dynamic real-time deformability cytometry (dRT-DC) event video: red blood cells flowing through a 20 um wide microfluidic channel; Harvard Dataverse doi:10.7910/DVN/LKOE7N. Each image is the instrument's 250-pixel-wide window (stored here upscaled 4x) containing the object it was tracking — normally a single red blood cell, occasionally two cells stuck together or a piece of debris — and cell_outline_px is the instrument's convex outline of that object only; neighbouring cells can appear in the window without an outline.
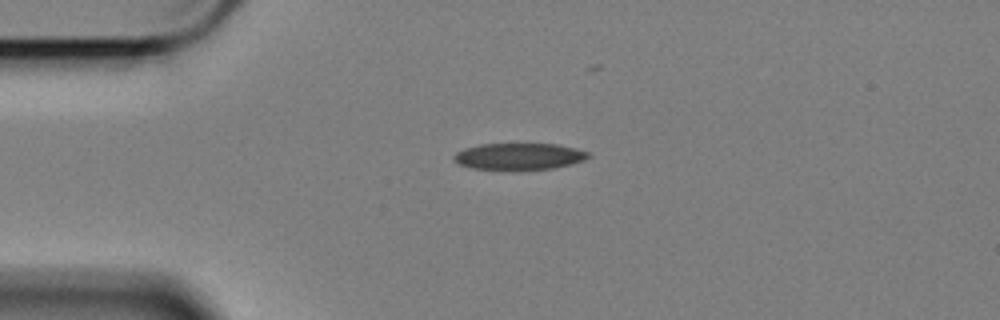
{"species": "Egyptian fruit bat (a non-hibernating species)", "species_latin": "Rousettus aegyptiacus", "temperature_condition": "cold", "stored_images_in_passage": 6, "camera_frame_rate_fps": 3000, "um_per_image_px": 0.085, "animal": {"sex": "female"}, "frame": {"image": 1, "passage_image": 1, "time_ms": 0.0, "image_size_px": [1000, 320], "cell_outline_px": [[592, 156], [584, 160], [552, 168], [512, 172], [472, 168], [460, 164], [452, 160], [452, 156], [456, 152], [464, 148], [480, 144], [556, 144], [576, 148], [588, 152]], "centroid_in_image_um": [44.07, 13.32], "position_along_channel_um": 40.9, "area_um2": 21.44}}
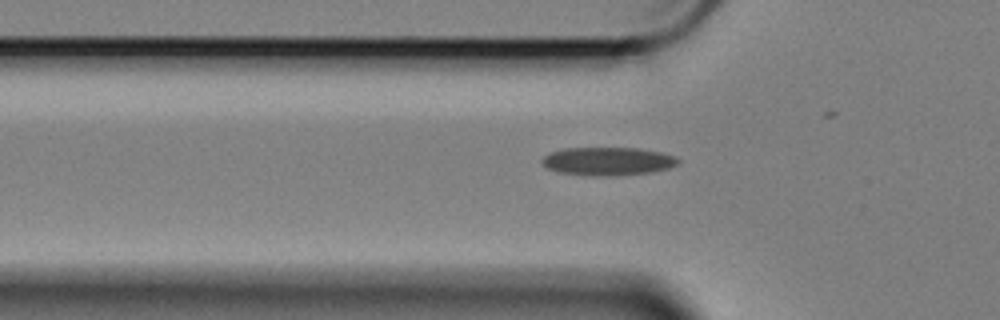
{"frame": {"image": 2, "passage_image": 6, "time_ms": 1.667, "image_size_px": [1000, 320], "cell_outline_px": [[680, 164], [668, 168], [652, 172], [620, 176], [588, 176], [560, 172], [548, 168], [540, 160], [544, 156], [552, 152], [564, 148], [636, 148], [660, 152], [676, 156], [680, 160]], "centroid_in_image_um": [51.71, 13.72], "position_along_channel_um": 74.1, "area_um2": 22.54}}